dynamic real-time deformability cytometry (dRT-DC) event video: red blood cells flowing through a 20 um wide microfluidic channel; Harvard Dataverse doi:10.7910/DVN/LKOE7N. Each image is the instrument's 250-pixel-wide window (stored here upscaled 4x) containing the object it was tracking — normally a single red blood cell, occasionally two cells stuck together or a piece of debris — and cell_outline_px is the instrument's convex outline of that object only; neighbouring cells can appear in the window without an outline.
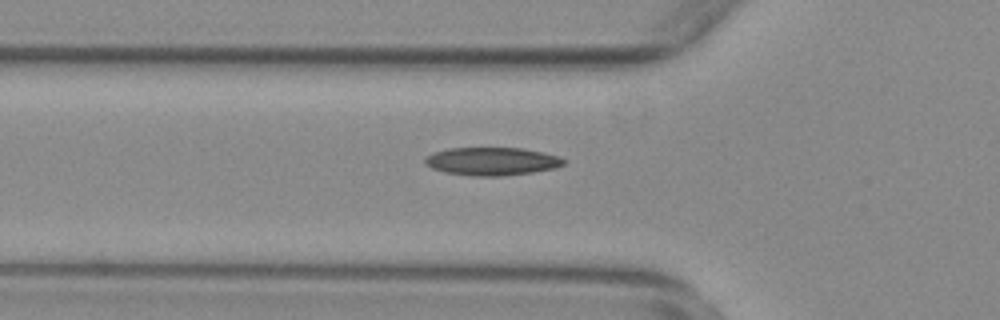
{"species": "common noctule bat (a hibernating species)", "species_latin": "Nyctalus noctula", "temperature_condition": "warm", "stored_images_in_passage": 33, "camera_frame_rate_fps": 3000, "um_per_image_px": 0.085, "animal": {"sex": "female", "body_mass_g": 29.2, "forearm_length_mm": 56.3}, "frame": {"image": 1, "passage_image": 3, "time_ms": 0.667, "image_size_px": [1000, 320], "cell_outline_px": [[564, 164], [556, 168], [532, 172], [500, 176], [476, 176], [444, 172], [432, 168], [424, 164], [424, 156], [432, 152], [448, 148], [524, 148], [544, 152], [560, 156], [564, 160]], "centroid_in_image_um": [41.78, 13.7], "position_along_channel_um": 84.0, "area_um2": 22.83}}
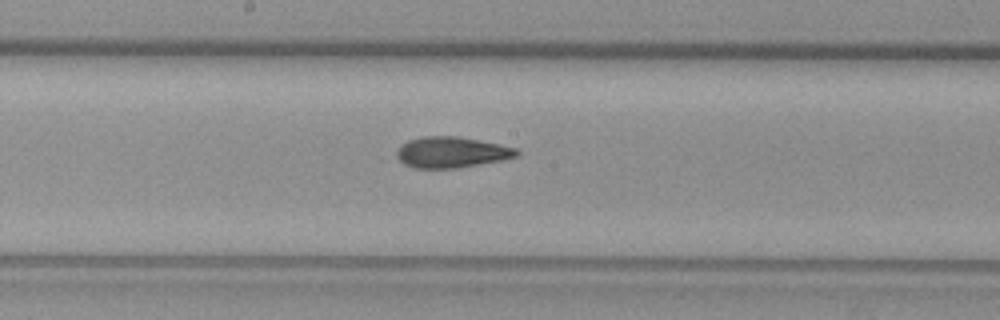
{"frame": {"image": 2, "passage_image": 13, "time_ms": 4.0, "image_size_px": [1000, 320], "cell_outline_px": [[520, 152], [516, 156], [504, 160], [456, 168], [412, 168], [404, 164], [396, 156], [396, 152], [400, 144], [408, 140], [424, 136], [456, 136], [480, 140], [500, 144], [516, 148]], "centroid_in_image_um": [38.36, 12.94], "position_along_channel_um": 209.8, "area_um2": 21.73}}
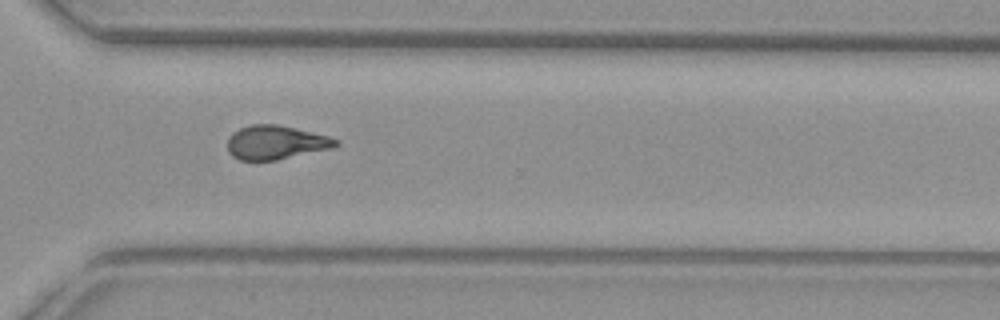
{"frame": {"image": 3, "passage_image": 24, "time_ms": 7.667, "image_size_px": [1000, 320], "cell_outline_px": [[340, 144], [332, 148], [276, 160], [240, 160], [232, 156], [228, 152], [228, 140], [232, 132], [240, 128], [252, 124], [276, 124], [328, 136], [340, 140]], "centroid_in_image_um": [23.43, 12.11], "position_along_channel_um": 347.2, "area_um2": 21.27}, "authors_computed_cell_mechanics": {"area_um2": 21.675, "velocity_mm_per_s": 3.7565, "shape_relaxation_time_tau1_ms": null, "shape_relaxation_time_tau2_ms": 3.0857, "deformation_change_tau1": null, "deformation_change_tau2": 0.1108}}